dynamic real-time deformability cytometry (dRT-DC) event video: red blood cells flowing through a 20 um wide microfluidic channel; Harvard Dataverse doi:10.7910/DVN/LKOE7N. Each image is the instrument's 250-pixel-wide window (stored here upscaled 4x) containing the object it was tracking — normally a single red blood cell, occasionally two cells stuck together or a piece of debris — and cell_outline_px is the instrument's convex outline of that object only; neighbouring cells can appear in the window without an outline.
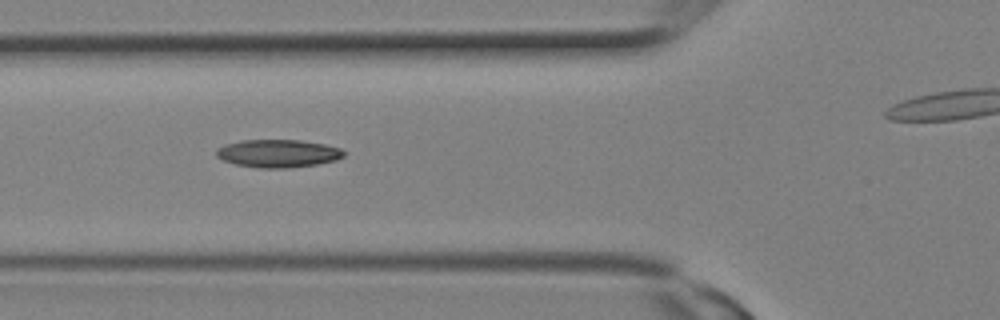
{"species": "Egyptian fruit bat (a non-hibernating species)", "species_latin": "Rousettus aegyptiacus", "temperature_condition": "room temperature", "stored_images_in_passage": 5, "camera_frame_rate_fps": 3000, "um_per_image_px": 0.085, "animal": {"sex": "female"}, "frame": {"image": 1, "passage_image": 2, "time_ms": 0.333, "image_size_px": [1000, 320], "cell_outline_px": [[344, 156], [336, 160], [316, 164], [288, 168], [260, 168], [236, 164], [224, 160], [216, 156], [216, 148], [224, 144], [240, 140], [300, 140], [324, 144], [340, 148], [344, 152]], "centroid_in_image_um": [23.61, 13.03], "position_along_channel_um": 102.2, "area_um2": 20.69}}
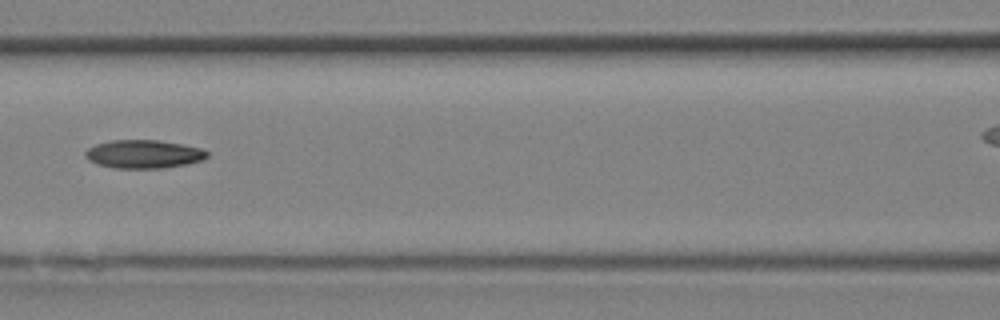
{"frame": {"image": 2, "passage_image": 4, "time_ms": 1.0, "image_size_px": [1000, 320], "cell_outline_px": [[208, 156], [200, 160], [188, 164], [164, 168], [112, 168], [96, 164], [88, 160], [84, 156], [84, 152], [88, 148], [96, 144], [112, 140], [156, 140], [184, 144], [204, 148], [208, 152]], "centroid_in_image_um": [12.2, 13.1], "position_along_channel_um": 154.4, "area_um2": 20.35}}